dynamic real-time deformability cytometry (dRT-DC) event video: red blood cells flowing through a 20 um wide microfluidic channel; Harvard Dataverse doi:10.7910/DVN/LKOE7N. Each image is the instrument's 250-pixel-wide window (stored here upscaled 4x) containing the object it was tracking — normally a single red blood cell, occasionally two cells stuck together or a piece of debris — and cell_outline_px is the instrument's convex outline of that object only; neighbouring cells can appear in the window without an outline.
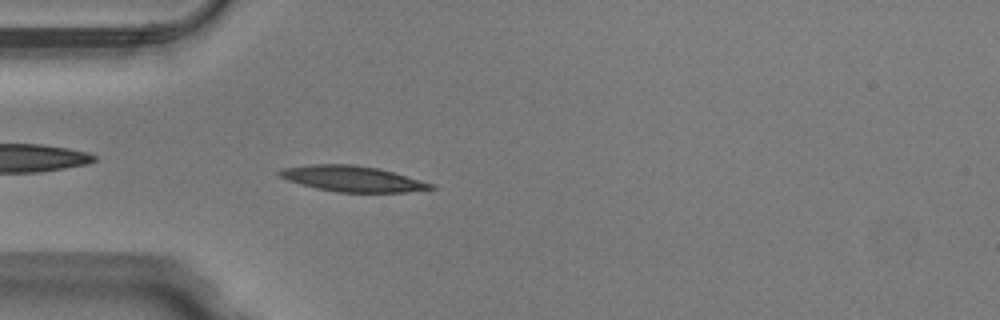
{"species": "Egyptian fruit bat (a non-hibernating species)", "species_latin": "Rousettus aegyptiacus", "temperature_condition": "warm", "stored_images_in_passage": 50, "camera_frame_rate_fps": 3000, "um_per_image_px": 0.085, "animal": {"sex": "male"}, "frame": {"image": 1, "passage_image": 15, "time_ms": 4.667, "image_size_px": [1000, 320], "cell_outline_px": [[436, 188], [404, 192], [336, 192], [316, 188], [300, 184], [288, 180], [280, 176], [276, 172], [284, 168], [312, 164], [352, 164], [380, 168], [432, 184]], "centroid_in_image_um": [29.92, 15.19], "position_along_channel_um": 55.1, "area_um2": 22.43}}
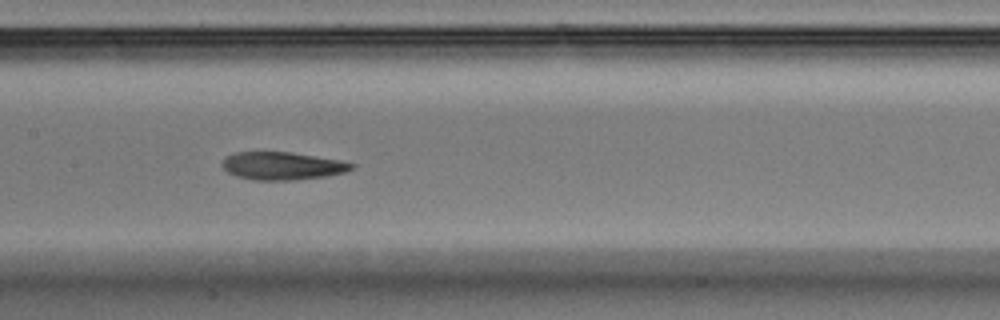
{"frame": {"image": 2, "passage_image": 25, "time_ms": 8.0, "image_size_px": [1000, 320], "cell_outline_px": [[356, 164], [352, 168], [344, 172], [328, 176], [292, 180], [256, 180], [236, 176], [228, 172], [220, 164], [228, 156], [236, 152], [292, 152], [340, 160]], "centroid_in_image_um": [24.01, 14.1], "position_along_channel_um": 183.4, "area_um2": 20.87}}
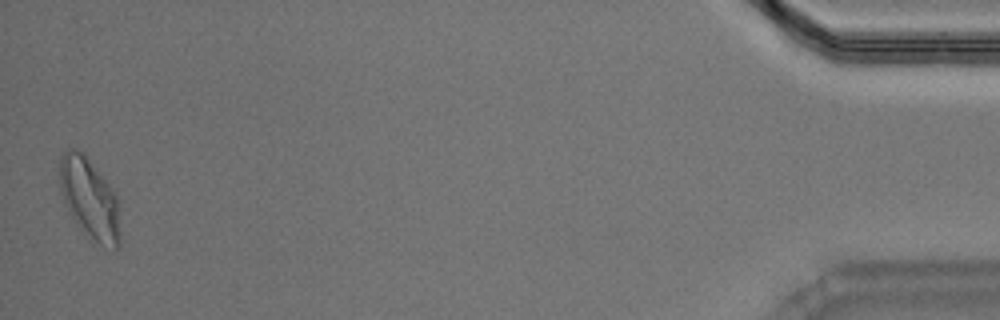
{"frame": {"image": 3, "passage_image": 50, "time_ms": 16.333, "image_size_px": [1000, 320], "cell_outline_px": [[120, 244], [116, 248], [104, 248], [84, 236], [68, 212], [60, 188], [60, 156], [64, 152], [72, 148], [76, 148], [84, 152], [112, 188], [116, 196], [120, 236]], "centroid_in_image_um": [7.6, 16.92], "position_along_channel_um": 427.6, "area_um2": 28.78}, "authors_computed_cell_mechanics": {"area_um2": 21.3571, "velocity_mm_per_s": 4.0198, "shape_relaxation_time_tau1_ms": 10.8102, "shape_relaxation_time_tau2_ms": 3.6619, "deformation_change_tau1": 0.3053, "deformation_change_tau2": 0.121}}